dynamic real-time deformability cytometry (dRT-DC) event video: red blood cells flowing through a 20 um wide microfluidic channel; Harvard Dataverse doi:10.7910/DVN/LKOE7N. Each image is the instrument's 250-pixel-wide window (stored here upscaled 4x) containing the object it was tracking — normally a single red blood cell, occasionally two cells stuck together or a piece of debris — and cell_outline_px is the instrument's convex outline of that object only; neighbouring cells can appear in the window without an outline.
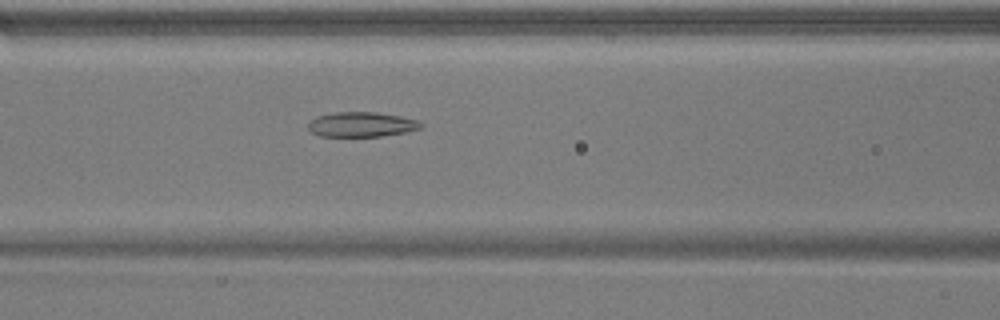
{"species": "common noctule bat (a hibernating species)", "species_latin": "Nyctalus noctula", "temperature_condition": "warm", "stored_images_in_passage": 43, "camera_frame_rate_fps": 3000, "um_per_image_px": 0.085, "animal": {"sex": "male", "body_mass_g": 17.9}, "frame": {"image": 1, "passage_image": 13, "time_ms": 4.0, "image_size_px": [1000, 320], "cell_outline_px": [[424, 124], [420, 128], [404, 132], [380, 136], [320, 136], [312, 132], [308, 128], [308, 120], [316, 116], [336, 112], [376, 112], [400, 116], [416, 120]], "centroid_in_image_um": [30.68, 10.57], "position_along_channel_um": 135.9, "area_um2": 16.24}}
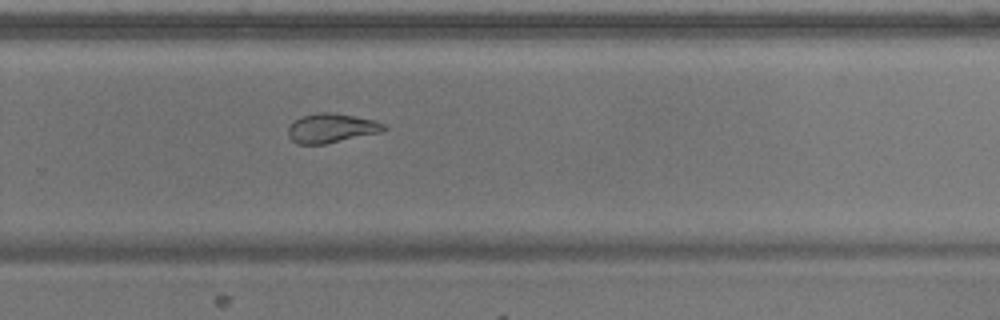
{"frame": {"image": 2, "passage_image": 26, "time_ms": 8.333, "image_size_px": [1000, 320], "cell_outline_px": [[388, 128], [384, 132], [324, 144], [296, 144], [288, 136], [288, 128], [300, 116], [316, 112], [328, 112], [376, 120], [384, 124]], "centroid_in_image_um": [28.19, 10.9], "position_along_channel_um": 301.6, "area_um2": 16.42}}
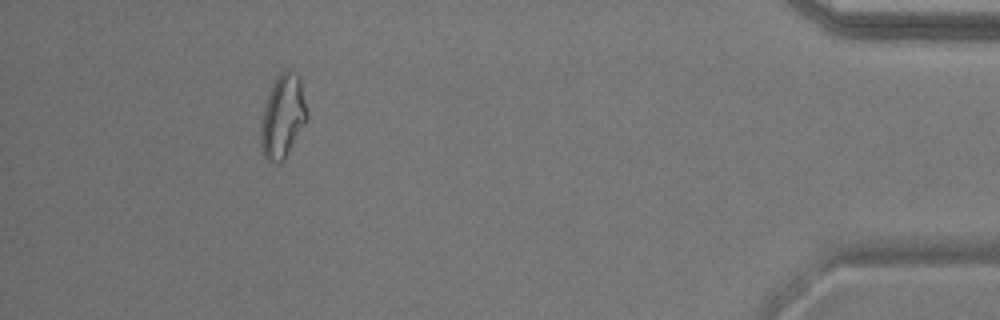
{"frame": {"image": 3, "passage_image": 39, "time_ms": 12.667, "image_size_px": [1000, 320], "cell_outline_px": [[308, 120], [284, 160], [280, 164], [276, 164], [264, 160], [260, 144], [260, 128], [264, 104], [272, 84], [276, 76], [284, 68], [292, 68], [300, 76], [308, 112]], "centroid_in_image_um": [24.04, 9.88], "position_along_channel_um": 411.2, "area_um2": 23.35}, "authors_computed_cell_mechanics": {"area_um2": 18.0336, "velocity_mm_per_s": 3.8336, "shape_relaxation_time_tau1_ms": null, "shape_relaxation_time_tau2_ms": 2.2193, "deformation_change_tau1": null, "deformation_change_tau2": 0.1001}}